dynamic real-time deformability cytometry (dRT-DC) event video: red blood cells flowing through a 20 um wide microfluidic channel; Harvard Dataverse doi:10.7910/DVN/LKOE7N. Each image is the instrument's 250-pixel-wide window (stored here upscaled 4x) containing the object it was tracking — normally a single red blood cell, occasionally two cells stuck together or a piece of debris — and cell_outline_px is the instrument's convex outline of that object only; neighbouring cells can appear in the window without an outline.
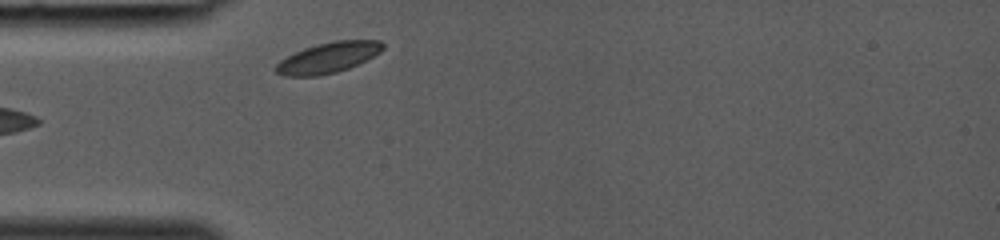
{"species": "common noctule bat (a hibernating species)", "species_latin": "Nyctalus noctula", "temperature_condition": "room temperature", "stored_images_in_passage": 25, "camera_frame_rate_fps": 3000, "um_per_image_px": 0.085, "animal": {"sex": "female", "body_mass_g": 19.0, "forearm_length_mm": 53.3}, "frame": {"image": 1, "passage_image": 1, "time_ms": 0.0, "image_size_px": [1000, 240], "cell_outline_px": [[384, 48], [380, 52], [348, 68], [336, 72], [320, 76], [284, 76], [276, 72], [276, 64], [280, 60], [304, 48], [316, 44], [332, 40], [380, 40], [384, 44]], "centroid_in_image_um": [27.89, 4.89], "position_along_channel_um": 57.1, "area_um2": 18.9}}
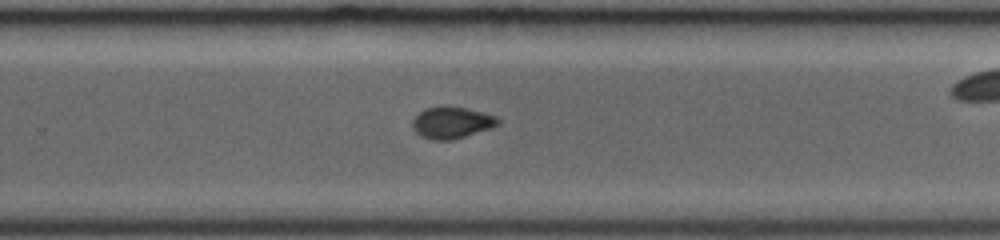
{"frame": {"image": 2, "passage_image": 13, "time_ms": 4.0, "image_size_px": [1000, 240], "cell_outline_px": [[500, 124], [452, 140], [432, 140], [420, 136], [416, 132], [412, 124], [412, 120], [424, 108], [444, 104], [464, 108], [496, 116], [500, 120]], "centroid_in_image_um": [38.35, 10.4], "position_along_channel_um": 291.5, "area_um2": 15.72}}
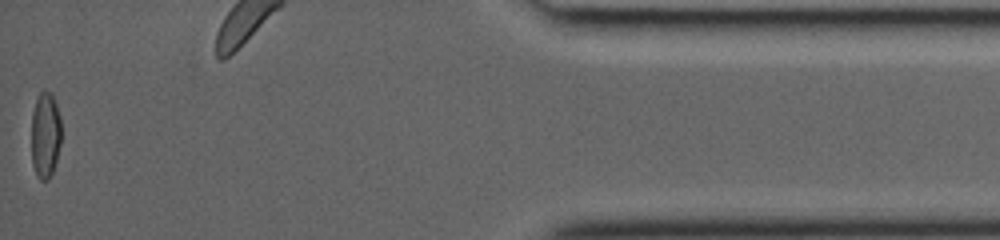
{"frame": {"image": 3, "passage_image": 25, "time_ms": 8.0, "image_size_px": [1000, 240], "cell_outline_px": [[60, 144], [56, 160], [52, 172], [48, 180], [40, 180], [36, 176], [32, 164], [32, 112], [36, 96], [44, 88], [52, 92], [60, 116]], "centroid_in_image_um": [3.84, 11.42], "position_along_channel_um": 431.4, "area_um2": 15.2}}